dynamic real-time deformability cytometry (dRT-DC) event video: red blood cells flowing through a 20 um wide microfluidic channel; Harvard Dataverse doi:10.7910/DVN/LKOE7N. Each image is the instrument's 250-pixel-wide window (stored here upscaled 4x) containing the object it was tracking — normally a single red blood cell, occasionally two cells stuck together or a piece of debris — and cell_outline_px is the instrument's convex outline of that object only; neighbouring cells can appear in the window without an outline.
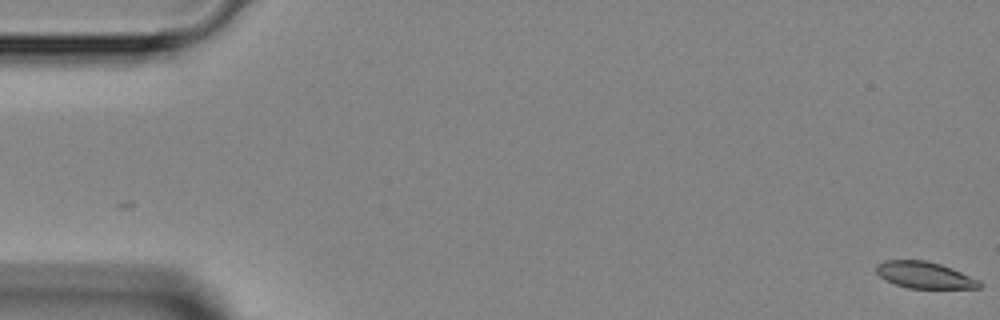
{"species": "Egyptian fruit bat (a non-hibernating species)", "species_latin": "Rousettus aegyptiacus", "temperature_condition": "room temperature", "stored_images_in_passage": 7, "camera_frame_rate_fps": 3000, "um_per_image_px": 0.085, "animal": {"sex": "female"}, "frame": {"image": 1, "passage_image": 1, "time_ms": 0.0, "image_size_px": [1000, 320], "cell_outline_px": [[984, 284], [980, 288], [908, 288], [896, 284], [880, 276], [876, 272], [876, 264], [884, 260], [924, 260], [940, 264], [952, 268], [980, 280]], "centroid_in_image_um": [78.62, 23.37], "position_along_channel_um": 6.4, "area_um2": 15.95}}
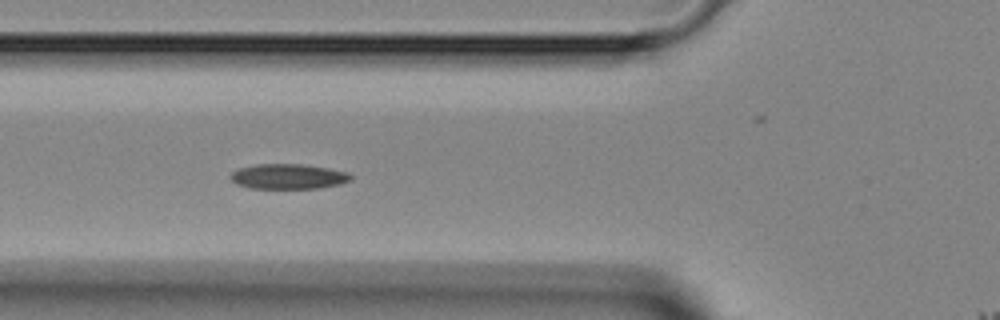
{"frame": {"image": 2, "passage_image": 5, "time_ms": 5.667, "image_size_px": [1000, 320], "cell_outline_px": [[352, 180], [340, 184], [316, 188], [248, 188], [236, 184], [228, 176], [232, 172], [240, 168], [256, 164], [300, 164], [328, 168], [348, 172], [352, 176]], "centroid_in_image_um": [24.49, 15.0], "position_along_channel_um": 101.3, "area_um2": 17.57}}
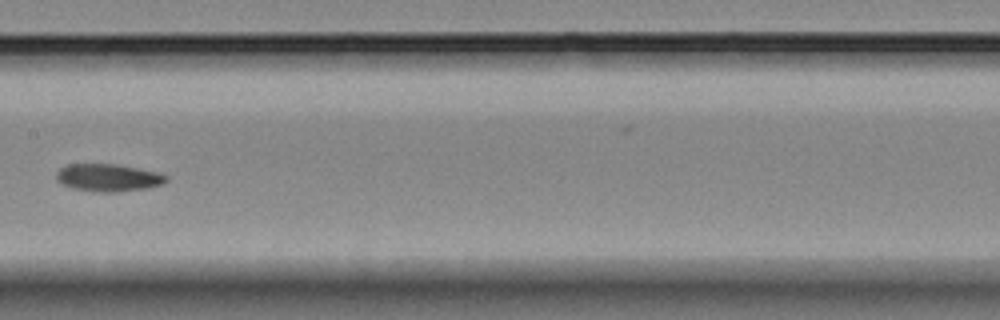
{"frame": {"image": 3, "passage_image": 7, "time_ms": 8.0, "image_size_px": [1000, 320], "cell_outline_px": [[168, 180], [164, 184], [148, 188], [116, 192], [100, 192], [72, 188], [60, 184], [56, 180], [56, 172], [60, 168], [68, 164], [116, 164], [160, 172], [168, 176]], "centroid_in_image_um": [9.22, 15.1], "position_along_channel_um": 198.2, "area_um2": 17.86}}